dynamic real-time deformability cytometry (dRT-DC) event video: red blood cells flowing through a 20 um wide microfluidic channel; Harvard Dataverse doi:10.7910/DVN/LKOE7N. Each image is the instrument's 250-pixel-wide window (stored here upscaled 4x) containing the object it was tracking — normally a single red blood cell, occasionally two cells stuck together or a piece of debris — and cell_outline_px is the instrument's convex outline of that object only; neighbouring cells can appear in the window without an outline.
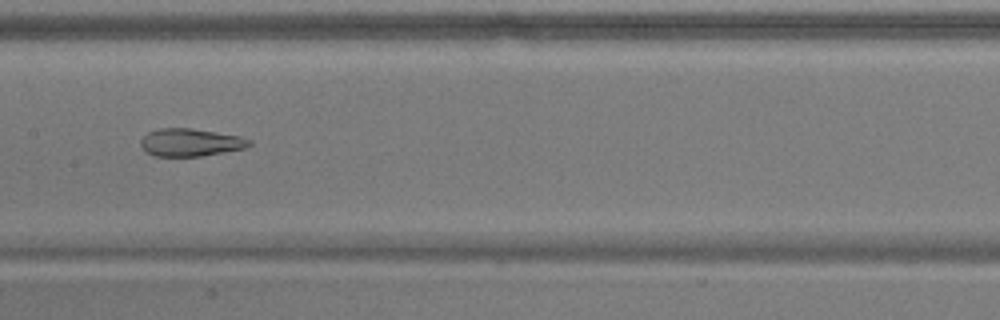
{"species": "common noctule bat (a hibernating species)", "species_latin": "Nyctalus noctula", "temperature_condition": "warm", "stored_images_in_passage": 53, "camera_frame_rate_fps": 3000, "um_per_image_px": 0.085, "animal": {"sex": "male", "body_mass_g": 17.9}, "frame": {"image": 1, "passage_image": 25, "time_ms": 8.0, "image_size_px": [1000, 320], "cell_outline_px": [[252, 144], [244, 148], [200, 156], [152, 156], [144, 152], [140, 144], [140, 140], [148, 132], [160, 128], [192, 128], [240, 136], [252, 140]], "centroid_in_image_um": [16.15, 12.1], "position_along_channel_um": 191.2, "area_um2": 17.57}}
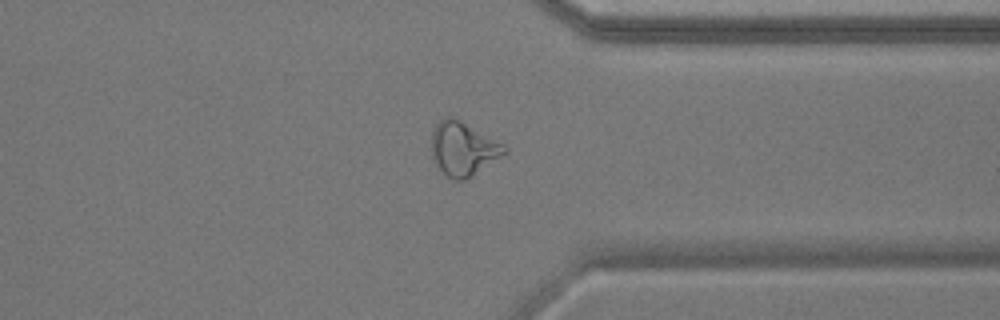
{"frame": {"image": 2, "passage_image": 40, "time_ms": 13.0, "image_size_px": [1000, 320], "cell_outline_px": [[508, 152], [464, 180], [452, 180], [432, 160], [432, 132], [436, 124], [440, 120], [448, 116], [460, 120], [504, 144], [508, 148]], "centroid_in_image_um": [39.36, 12.63], "position_along_channel_um": 372.0, "area_um2": 22.48}}
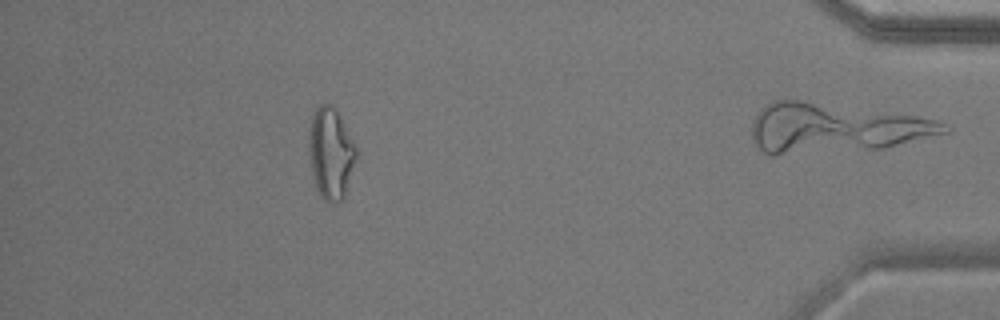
{"frame": {"image": 3, "passage_image": 47, "time_ms": 15.333, "image_size_px": [1000, 320], "cell_outline_px": [[356, 156], [348, 188], [344, 200], [336, 204], [332, 204], [324, 200], [320, 196], [316, 188], [312, 172], [308, 144], [312, 112], [320, 104], [332, 104], [336, 108], [356, 148]], "centroid_in_image_um": [28.11, 13.06], "position_along_channel_um": 407.1, "area_um2": 25.32}}